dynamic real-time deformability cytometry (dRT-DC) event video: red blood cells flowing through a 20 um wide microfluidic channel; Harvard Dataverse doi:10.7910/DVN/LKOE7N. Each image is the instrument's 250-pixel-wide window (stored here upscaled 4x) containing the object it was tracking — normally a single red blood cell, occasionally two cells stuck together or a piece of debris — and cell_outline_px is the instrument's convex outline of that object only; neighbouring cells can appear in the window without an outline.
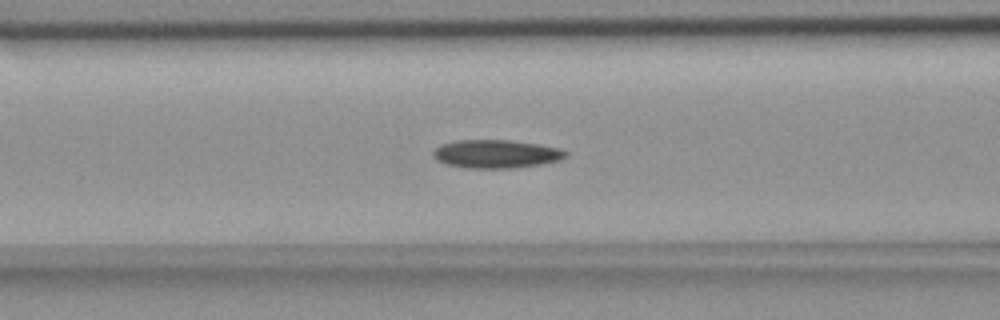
{"species": "common noctule bat (a hibernating species)", "species_latin": "Nyctalus noctula", "temperature_condition": "room temperature", "stored_images_in_passage": 46, "camera_frame_rate_fps": 3000, "um_per_image_px": 0.085, "animal": {"sex": "female", "body_mass_g": 18.4}, "frame": {"image": 1, "passage_image": 21, "time_ms": 6.667, "image_size_px": [1000, 320], "cell_outline_px": [[568, 156], [560, 160], [540, 164], [512, 168], [464, 168], [444, 164], [436, 160], [432, 156], [432, 152], [440, 144], [456, 140], [508, 140], [536, 144], [556, 148], [568, 152]], "centroid_in_image_um": [42.1, 13.09], "position_along_channel_um": 124.5, "area_um2": 21.91}}
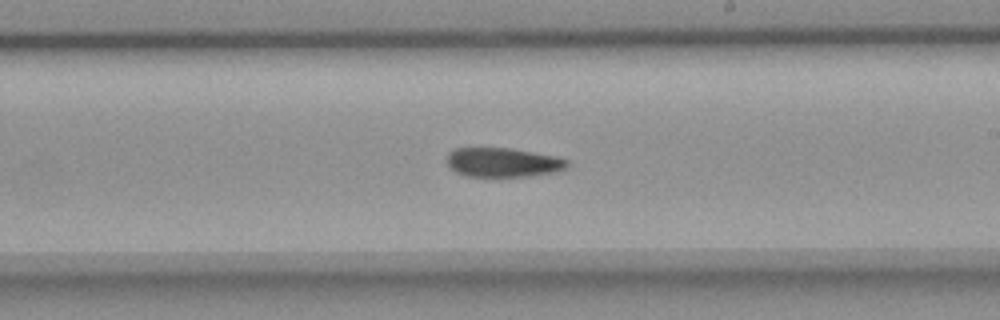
{"frame": {"image": 2, "passage_image": 31, "time_ms": 10.0, "image_size_px": [1000, 320], "cell_outline_px": [[568, 164], [564, 168], [556, 172], [528, 176], [464, 176], [448, 168], [448, 152], [456, 148], [512, 148], [552, 156], [568, 160]], "centroid_in_image_um": [42.7, 13.8], "position_along_channel_um": 246.3, "area_um2": 20.35}}
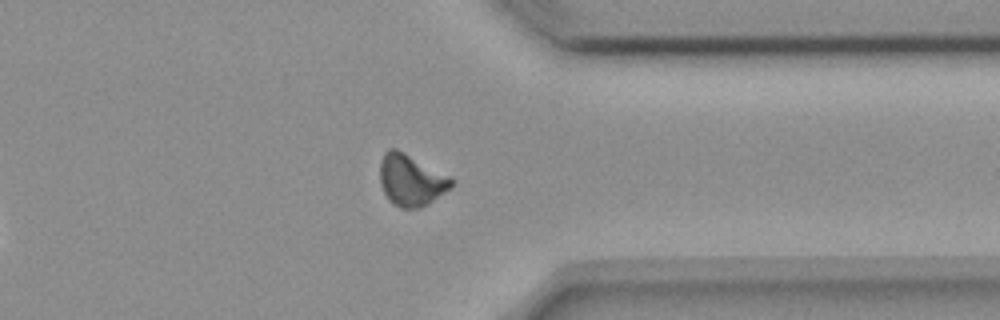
{"frame": {"image": 3, "passage_image": 42, "time_ms": 13.667, "image_size_px": [1000, 320], "cell_outline_px": [[456, 180], [444, 192], [428, 204], [420, 208], [400, 208], [392, 204], [388, 200], [380, 184], [380, 160], [384, 152], [388, 148], [396, 148], [452, 176]], "centroid_in_image_um": [34.93, 15.3], "position_along_channel_um": 376.5, "area_um2": 21.73}, "authors_computed_cell_mechanics": {"area_um2": 21.2126, "velocity_mm_per_s": 3.6721, "shape_relaxation_time_tau1_ms": 8.5368, "shape_relaxation_time_tau2_ms": null, "deformation_change_tau1": 0.1774, "deformation_change_tau2": null}}